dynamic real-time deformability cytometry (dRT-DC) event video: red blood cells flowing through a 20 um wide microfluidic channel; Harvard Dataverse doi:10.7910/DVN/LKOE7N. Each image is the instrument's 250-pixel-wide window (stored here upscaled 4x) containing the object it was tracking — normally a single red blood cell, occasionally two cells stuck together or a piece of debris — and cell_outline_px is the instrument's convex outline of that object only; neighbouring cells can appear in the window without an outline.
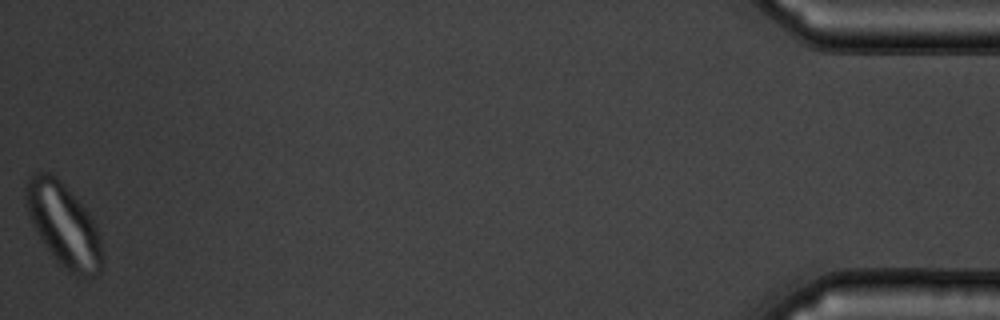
{"species": "common noctule bat (a hibernating species)", "species_latin": "Nyctalus noctula", "temperature_condition": "warm", "stored_images_in_passage": 46, "camera_frame_rate_fps": 3000, "um_per_image_px": 0.085, "animal": {"sex": "male", "body_mass_g": 19.5, "forearm_length_mm": 54.6}, "frame": {"image": 1, "passage_image": 46, "time_ms": 15.0, "image_size_px": [1000, 320], "cell_outline_px": [[104, 256], [100, 272], [96, 276], [76, 276], [60, 264], [52, 256], [44, 244], [32, 224], [28, 212], [24, 192], [24, 184], [36, 172], [52, 172], [60, 180], [92, 216], [100, 236]], "centroid_in_image_um": [5.43, 19.12], "position_along_channel_um": 429.8, "area_um2": 37.11}}